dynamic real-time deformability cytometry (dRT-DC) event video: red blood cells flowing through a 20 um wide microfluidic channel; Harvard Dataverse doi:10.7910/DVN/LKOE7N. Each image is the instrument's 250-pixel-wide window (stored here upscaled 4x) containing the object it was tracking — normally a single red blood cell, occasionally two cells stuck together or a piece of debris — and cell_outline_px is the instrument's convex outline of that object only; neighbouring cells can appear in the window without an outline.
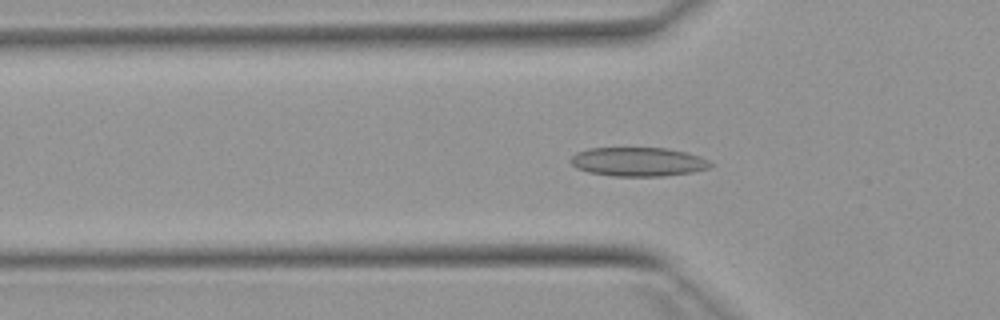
{"species": "Egyptian fruit bat (a non-hibernating species)", "species_latin": "Rousettus aegyptiacus", "temperature_condition": "warm", "stored_images_in_passage": 53, "camera_frame_rate_fps": 3000, "um_per_image_px": 0.085, "animal": {"sex": "female"}, "frame": {"image": 1, "passage_image": 17, "time_ms": 5.333, "image_size_px": [1000, 320], "cell_outline_px": [[716, 164], [708, 168], [692, 172], [664, 176], [612, 176], [588, 172], [576, 168], [568, 160], [576, 152], [588, 148], [668, 148], [688, 152], [700, 156]], "centroid_in_image_um": [54.25, 13.75], "position_along_channel_um": 71.5, "area_um2": 23.87}}
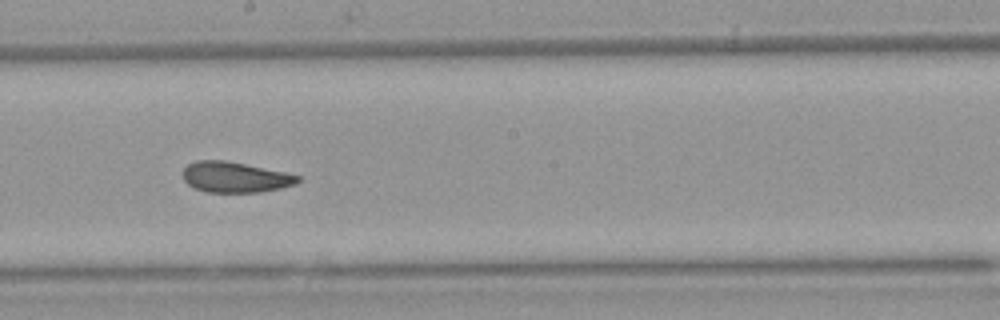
{"frame": {"image": 2, "passage_image": 29, "time_ms": 9.333, "image_size_px": [1000, 320], "cell_outline_px": [[300, 180], [296, 184], [280, 188], [260, 192], [208, 192], [196, 188], [188, 184], [184, 180], [184, 168], [188, 164], [196, 160], [224, 160], [284, 172], [300, 176]], "centroid_in_image_um": [19.98, 15.06], "position_along_channel_um": 228.2, "area_um2": 20.23}}
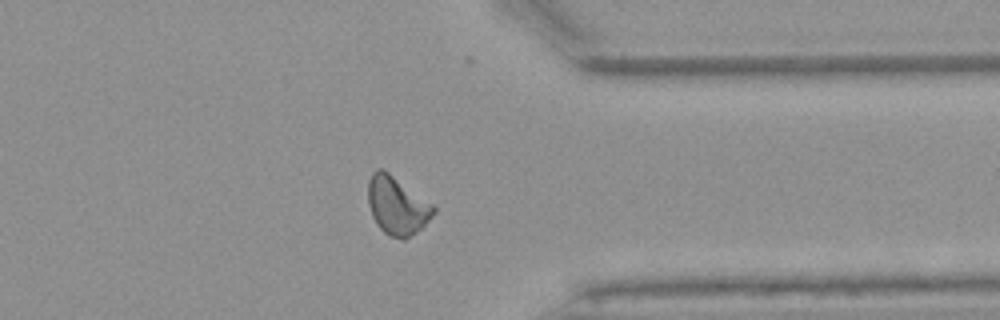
{"frame": {"image": 3, "passage_image": 41, "time_ms": 13.333, "image_size_px": [1000, 320], "cell_outline_px": [[436, 212], [416, 232], [404, 240], [388, 236], [376, 224], [372, 216], [368, 204], [368, 180], [372, 172], [376, 168], [380, 168], [388, 172], [432, 204], [436, 208]], "centroid_in_image_um": [33.71, 17.48], "position_along_channel_um": 377.7, "area_um2": 22.02}, "authors_computed_cell_mechanics": {"area_um2": 21.5594, "velocity_mm_per_s": 3.9194, "shape_relaxation_time_tau1_ms": null, "shape_relaxation_time_tau2_ms": 2.185, "deformation_change_tau1": null, "deformation_change_tau2": 0.0886}}